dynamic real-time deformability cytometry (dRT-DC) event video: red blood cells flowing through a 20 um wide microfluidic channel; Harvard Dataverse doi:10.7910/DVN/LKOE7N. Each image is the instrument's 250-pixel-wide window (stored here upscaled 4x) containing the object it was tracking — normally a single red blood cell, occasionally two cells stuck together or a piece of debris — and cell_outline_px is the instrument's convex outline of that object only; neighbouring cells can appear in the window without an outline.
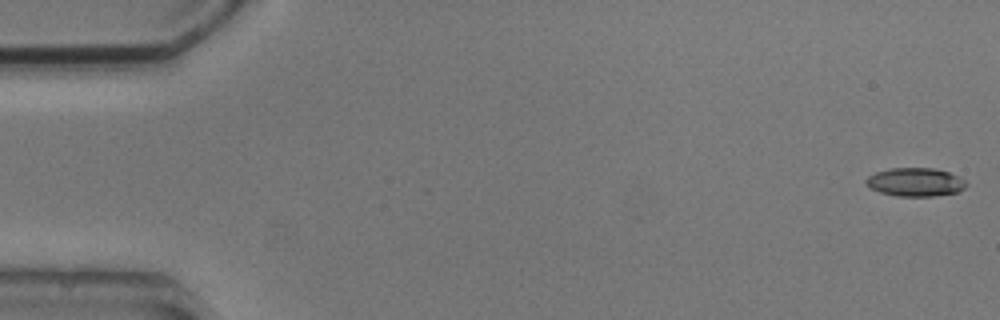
{"species": "common noctule bat (a hibernating species)", "species_latin": "Nyctalus noctula", "temperature_condition": "cold", "stored_images_in_passage": 5, "camera_frame_rate_fps": 3000, "um_per_image_px": 0.085, "animal": {"sex": "male", "body_mass_g": 20.5, "forearm_length_mm": 52.5}, "frame": {"image": 1, "passage_image": 1, "time_ms": 0.0, "image_size_px": [1000, 320], "cell_outline_px": [[968, 184], [964, 188], [956, 192], [932, 196], [896, 196], [880, 192], [872, 188], [864, 180], [868, 176], [876, 172], [892, 168], [932, 168], [948, 172], [960, 176]], "centroid_in_image_um": [77.82, 15.47], "position_along_channel_um": 7.2, "area_um2": 16.47}}
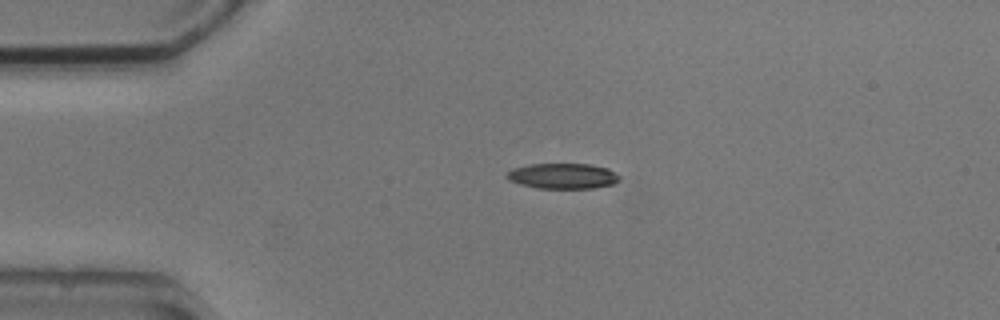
{"frame": {"image": 2, "passage_image": 4, "time_ms": 3.667, "image_size_px": [1000, 320], "cell_outline_px": [[620, 180], [612, 184], [592, 188], [536, 188], [520, 184], [508, 180], [504, 176], [512, 168], [528, 164], [592, 164], [608, 168], [620, 176]], "centroid_in_image_um": [47.81, 14.95], "position_along_channel_um": 37.2, "area_um2": 16.82}}